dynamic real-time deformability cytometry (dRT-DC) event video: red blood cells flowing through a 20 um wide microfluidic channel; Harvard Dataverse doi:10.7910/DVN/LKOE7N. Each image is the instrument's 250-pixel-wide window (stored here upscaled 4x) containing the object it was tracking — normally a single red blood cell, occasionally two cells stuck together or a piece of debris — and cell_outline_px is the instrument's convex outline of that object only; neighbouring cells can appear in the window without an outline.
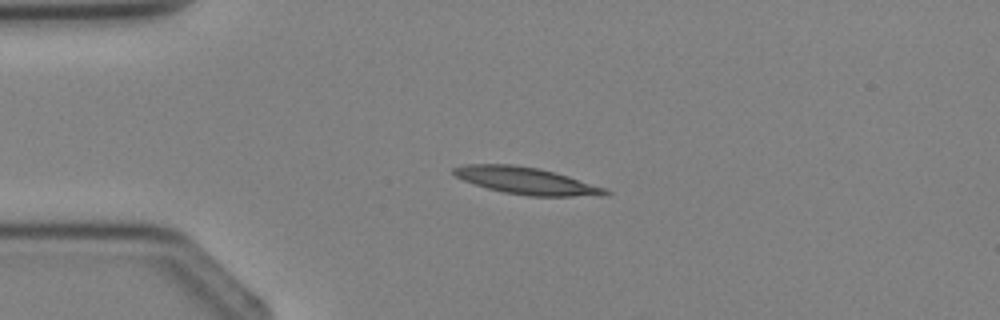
{"species": "Egyptian fruit bat (a non-hibernating species)", "species_latin": "Rousettus aegyptiacus", "temperature_condition": "cold", "stored_images_in_passage": 2, "camera_frame_rate_fps": 3000, "um_per_image_px": 0.085, "animal": {"sex": "female"}, "frame": {"image": 1, "passage_image": 1, "time_ms": 0.0, "image_size_px": [1000, 320], "cell_outline_px": [[612, 192], [608, 196], [528, 196], [504, 192], [488, 188], [464, 180], [456, 176], [452, 172], [452, 168], [464, 164], [512, 164], [540, 168], [568, 176], [608, 188]], "centroid_in_image_um": [44.81, 15.37], "position_along_channel_um": 40.2, "area_um2": 23.99}}